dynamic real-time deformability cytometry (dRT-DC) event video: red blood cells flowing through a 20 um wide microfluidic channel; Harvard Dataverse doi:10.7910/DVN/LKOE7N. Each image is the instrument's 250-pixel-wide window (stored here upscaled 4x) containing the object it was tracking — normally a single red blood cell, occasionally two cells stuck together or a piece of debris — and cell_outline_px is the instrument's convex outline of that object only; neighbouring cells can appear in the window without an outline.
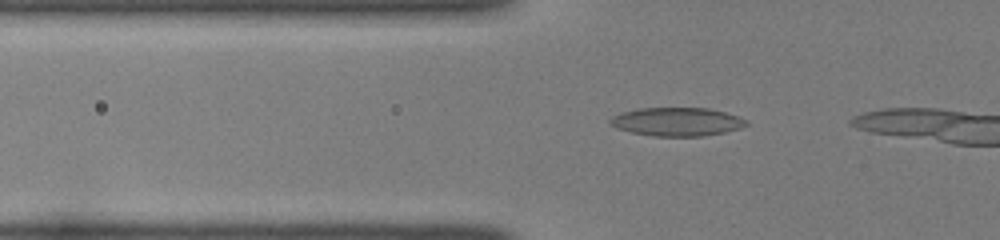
{"species": "common noctule bat (a hibernating species)", "species_latin": "Nyctalus noctula", "temperature_condition": "room temperature", "stored_images_in_passage": 9, "camera_frame_rate_fps": 3000, "um_per_image_px": 0.085, "animal": {"sex": "female", "body_mass_g": 22.0, "forearm_length_mm": 56.7}, "frame": {"image": 1, "passage_image": 3, "time_ms": 0.667, "image_size_px": [1000, 240], "cell_outline_px": [[748, 124], [740, 128], [724, 132], [704, 136], [652, 136], [632, 132], [616, 128], [608, 124], [608, 120], [612, 116], [624, 112], [640, 108], [708, 108], [740, 116], [748, 120]], "centroid_in_image_um": [57.54, 10.35], "position_along_channel_um": 68.3, "area_um2": 22.66}}
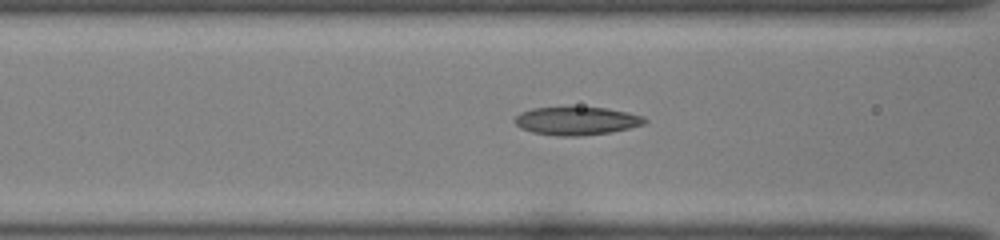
{"frame": {"image": 2, "passage_image": 7, "time_ms": 2.0, "image_size_px": [1000, 240], "cell_outline_px": [[648, 120], [644, 124], [612, 132], [580, 136], [556, 136], [532, 132], [520, 128], [512, 120], [520, 112], [532, 108], [568, 104], [604, 108], [628, 112], [644, 116]], "centroid_in_image_um": [48.96, 10.23], "position_along_channel_um": 117.6, "area_um2": 22.31}}